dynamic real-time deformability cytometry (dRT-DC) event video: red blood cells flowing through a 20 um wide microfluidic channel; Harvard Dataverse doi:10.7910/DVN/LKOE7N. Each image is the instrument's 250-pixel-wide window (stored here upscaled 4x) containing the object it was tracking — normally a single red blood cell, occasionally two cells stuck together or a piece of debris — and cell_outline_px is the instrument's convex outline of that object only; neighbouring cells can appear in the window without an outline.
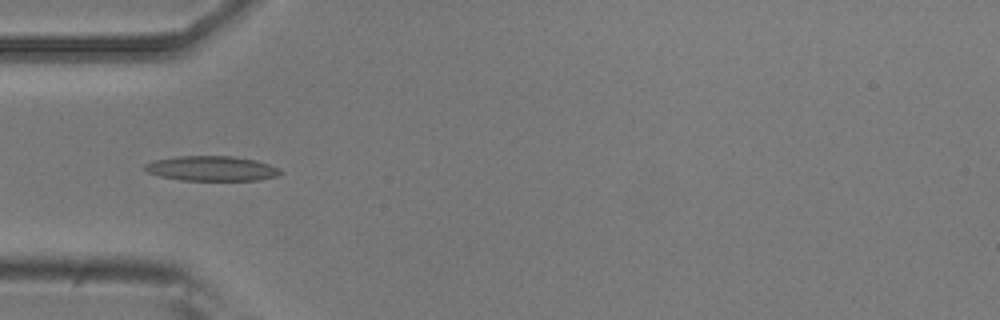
{"species": "common noctule bat (a hibernating species)", "species_latin": "Nyctalus noctula", "temperature_condition": "room temperature", "stored_images_in_passage": 5, "camera_frame_rate_fps": 3000, "um_per_image_px": 0.085, "animal": {"sex": "male", "body_mass_g": 20.5, "forearm_length_mm": 52.5}, "frame": {"image": 1, "passage_image": 4, "time_ms": 1.0, "image_size_px": [1000, 320], "cell_outline_px": [[284, 172], [276, 176], [256, 180], [180, 180], [160, 176], [148, 172], [144, 168], [144, 164], [156, 160], [176, 156], [232, 156], [256, 160], [280, 168]], "centroid_in_image_um": [18.0, 14.32], "position_along_channel_um": 67.0, "area_um2": 19.59}}
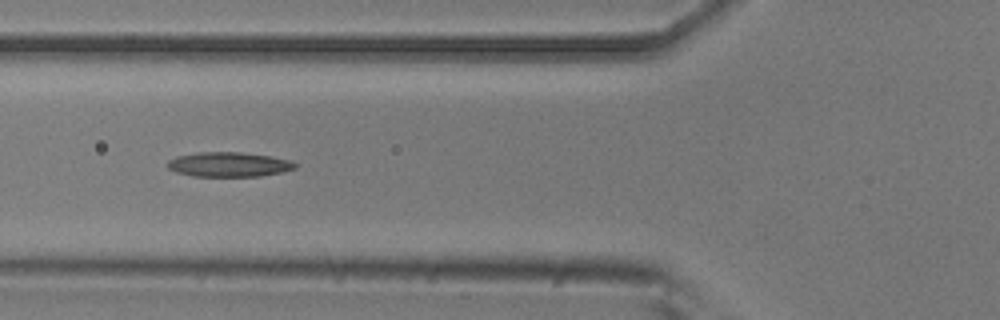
{"frame": {"image": 2, "passage_image": 5, "time_ms": 1.333, "image_size_px": [1000, 320], "cell_outline_px": [[296, 168], [280, 172], [260, 176], [192, 176], [176, 172], [168, 168], [168, 160], [176, 156], [200, 152], [240, 152], [268, 156], [292, 160], [296, 164]], "centroid_in_image_um": [19.43, 13.98], "position_along_channel_um": 106.4, "area_um2": 18.21}}